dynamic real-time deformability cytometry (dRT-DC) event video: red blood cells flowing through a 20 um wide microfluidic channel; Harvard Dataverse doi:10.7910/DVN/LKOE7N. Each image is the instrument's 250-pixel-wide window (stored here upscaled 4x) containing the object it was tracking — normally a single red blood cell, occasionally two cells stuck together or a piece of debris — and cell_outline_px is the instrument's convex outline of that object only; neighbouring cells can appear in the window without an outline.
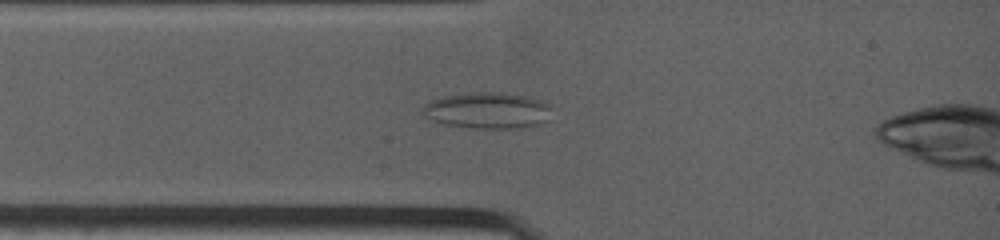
{"species": "common noctule bat (a hibernating species)", "species_latin": "Nyctalus noctula", "temperature_condition": "warm", "stored_images_in_passage": 6, "camera_frame_rate_fps": 4500, "um_per_image_px": 0.085, "animal": {"sex": "female", "body_mass_g": 19.0, "forearm_length_mm": 53.3}, "frame": {"image": 1, "passage_image": 4, "time_ms": 1.333, "image_size_px": [1000, 240], "cell_outline_px": [[548, 120], [536, 124], [516, 128], [476, 128], [444, 124], [432, 120], [424, 116], [420, 112], [420, 108], [424, 104], [432, 100], [444, 96], [476, 92], [504, 92], [528, 96], [540, 100], [548, 104]], "centroid_in_image_um": [41.37, 9.38], "position_along_channel_um": 43.6, "area_um2": 27.11}}